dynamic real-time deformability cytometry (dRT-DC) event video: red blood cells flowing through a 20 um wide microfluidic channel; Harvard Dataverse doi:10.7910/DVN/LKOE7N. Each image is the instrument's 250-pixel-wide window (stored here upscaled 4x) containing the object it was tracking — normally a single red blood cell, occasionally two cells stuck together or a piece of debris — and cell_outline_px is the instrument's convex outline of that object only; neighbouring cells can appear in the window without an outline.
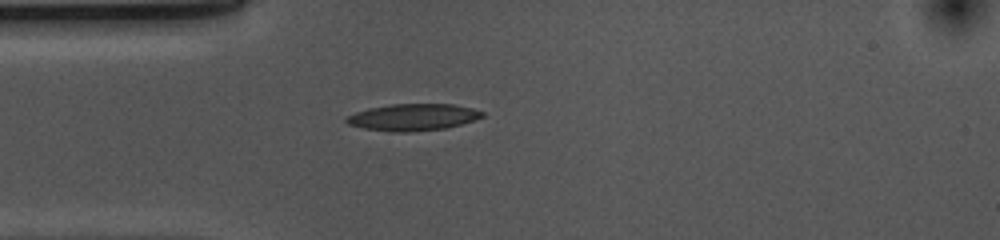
{"species": "common noctule bat (a hibernating species)", "species_latin": "Nyctalus noctula", "temperature_condition": "cold", "stored_images_in_passage": 41, "camera_frame_rate_fps": 3000, "um_per_image_px": 0.085, "animal": {"sex": "female", "body_mass_g": 10.0, "forearm_length_mm": 53.1}, "frame": {"image": 1, "passage_image": 1, "time_ms": 0.0, "image_size_px": [1000, 240], "cell_outline_px": [[484, 116], [476, 120], [448, 128], [408, 132], [392, 132], [364, 128], [348, 124], [344, 120], [344, 116], [368, 108], [392, 104], [452, 104], [472, 108], [484, 112]], "centroid_in_image_um": [35.1, 9.96], "position_along_channel_um": 49.9, "area_um2": 21.39}}
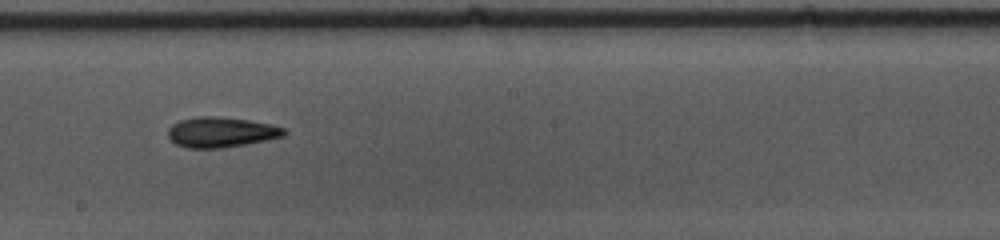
{"frame": {"image": 2, "passage_image": 16, "time_ms": 5.0, "image_size_px": [1000, 240], "cell_outline_px": [[288, 132], [284, 136], [244, 144], [220, 148], [188, 148], [176, 144], [168, 136], [168, 128], [172, 124], [180, 120], [200, 116], [212, 116], [248, 120], [272, 124], [284, 128]], "centroid_in_image_um": [18.79, 11.23], "position_along_channel_um": 229.4, "area_um2": 20.29}}
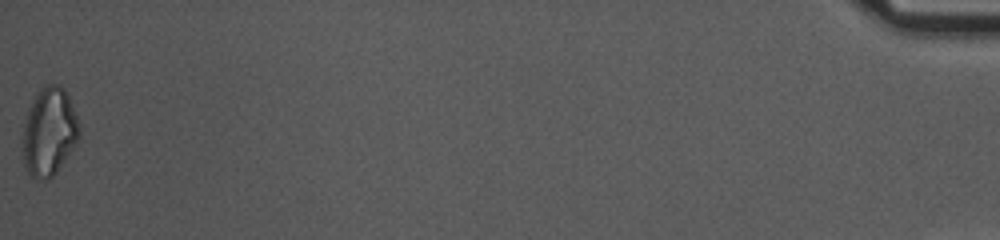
{"frame": {"image": 3, "passage_image": 41, "time_ms": 13.333, "image_size_px": [1000, 240], "cell_outline_px": [[80, 136], [56, 172], [48, 180], [36, 180], [28, 172], [24, 164], [24, 124], [28, 108], [36, 92], [44, 84], [60, 84], [64, 88], [68, 96], [80, 124]], "centroid_in_image_um": [4.18, 11.16], "position_along_channel_um": 431.0, "area_um2": 28.9}, "authors_computed_cell_mechanics": {"area_um2": 20.23, "velocity_mm_per_s": 3.6944, "shape_relaxation_time_tau1_ms": 7.9469, "shape_relaxation_time_tau2_ms": 8.2278, "deformation_change_tau1": 0.1851, "deformation_change_tau2": 0.1948}}